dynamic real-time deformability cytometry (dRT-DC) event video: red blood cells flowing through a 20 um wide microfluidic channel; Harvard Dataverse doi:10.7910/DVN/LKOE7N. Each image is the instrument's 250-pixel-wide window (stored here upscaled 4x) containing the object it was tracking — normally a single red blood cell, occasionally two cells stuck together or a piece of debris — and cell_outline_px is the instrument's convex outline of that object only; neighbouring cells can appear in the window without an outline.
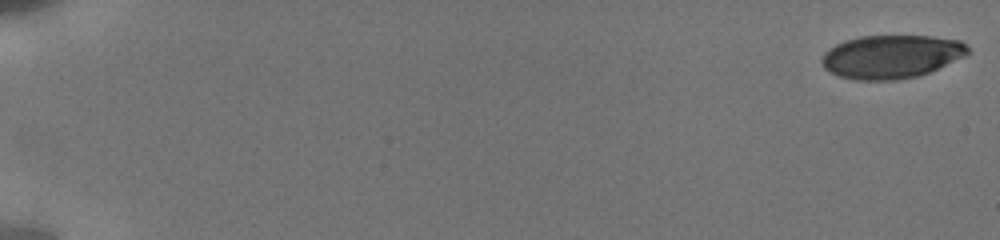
{"species": "human", "species_latin": "Homo sapiens", "temperature_condition": "cold", "stored_images_in_passage": 61, "camera_frame_rate_fps": 3000, "um_per_image_px": 0.085, "donor": {"sex": "male"}, "frame": {"image": 1, "passage_image": 1, "time_ms": 0.0, "image_size_px": [1000, 240], "cell_outline_px": [[968, 52], [964, 56], [928, 72], [916, 76], [896, 80], [852, 80], [828, 72], [824, 68], [820, 60], [824, 52], [836, 44], [844, 40], [860, 36], [932, 36], [960, 40], [968, 48]], "centroid_in_image_um": [75.7, 4.81], "position_along_channel_um": 9.3, "area_um2": 36.82}}
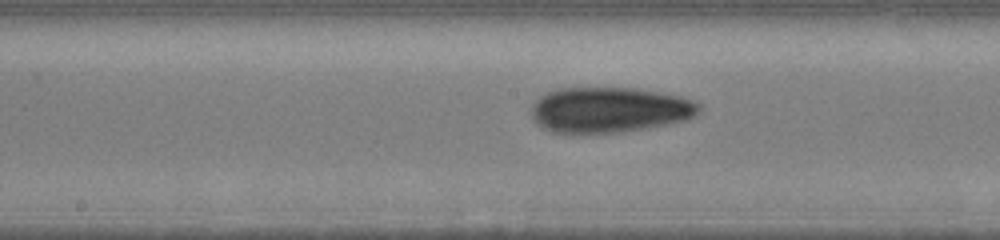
{"frame": {"image": 2, "passage_image": 38, "time_ms": 10.0, "image_size_px": [1000, 240], "cell_outline_px": [[700, 112], [684, 120], [644, 128], [620, 132], [552, 132], [536, 124], [532, 120], [532, 104], [540, 96], [548, 92], [560, 88], [636, 88], [680, 96], [700, 104]], "centroid_in_image_um": [51.76, 9.32], "position_along_channel_um": 196.4, "area_um2": 43.93}}
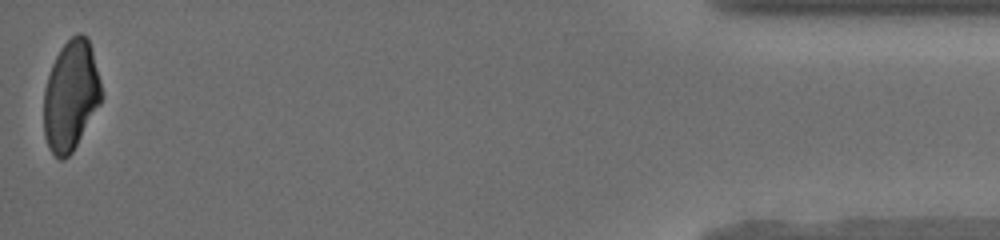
{"frame": {"image": 3, "passage_image": 61, "time_ms": 18.0, "image_size_px": [1000, 240], "cell_outline_px": [[104, 96], [100, 104], [72, 152], [68, 156], [60, 160], [48, 148], [44, 136], [44, 88], [52, 64], [60, 48], [76, 32], [80, 32], [88, 36], [100, 80]], "centroid_in_image_um": [6.02, 8.11], "position_along_channel_um": 429.2, "area_um2": 37.11}, "authors_computed_cell_mechanics": {"area_um2": 40.6912, "velocity_mm_per_s": 3.8554, "shape_relaxation_time_tau1_ms": 6.8278, "shape_relaxation_time_tau2_ms": 2.6549, "deformation_change_tau1": 0.165, "deformation_change_tau2": 0.0849}}